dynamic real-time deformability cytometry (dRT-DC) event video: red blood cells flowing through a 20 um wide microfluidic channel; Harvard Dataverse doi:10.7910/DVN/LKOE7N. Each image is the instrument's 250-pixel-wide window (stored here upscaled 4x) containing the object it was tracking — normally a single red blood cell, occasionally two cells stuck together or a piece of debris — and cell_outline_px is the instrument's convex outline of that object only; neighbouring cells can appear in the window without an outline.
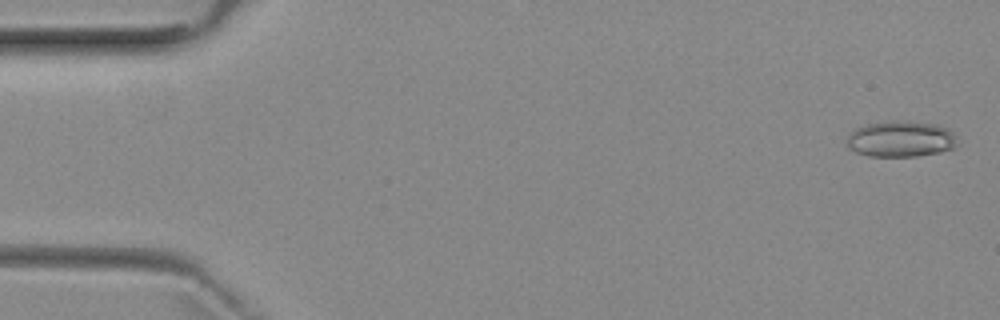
{"species": "common noctule bat (a hibernating species)", "species_latin": "Nyctalus noctula", "temperature_condition": "room temperature", "stored_images_in_passage": 4, "camera_frame_rate_fps": 3000, "um_per_image_px": 0.085, "animal": {"sex": "female", "body_mass_g": 29.2, "forearm_length_mm": 56.3}, "frame": {"image": 1, "passage_image": 1, "time_ms": 0.0, "image_size_px": [1000, 320], "cell_outline_px": [[956, 144], [952, 148], [940, 152], [916, 156], [868, 156], [856, 152], [848, 148], [848, 132], [856, 128], [868, 124], [892, 120], [904, 120], [940, 124], [948, 128], [956, 136]], "centroid_in_image_um": [76.57, 11.79], "position_along_channel_um": 8.4, "area_um2": 23.41}}